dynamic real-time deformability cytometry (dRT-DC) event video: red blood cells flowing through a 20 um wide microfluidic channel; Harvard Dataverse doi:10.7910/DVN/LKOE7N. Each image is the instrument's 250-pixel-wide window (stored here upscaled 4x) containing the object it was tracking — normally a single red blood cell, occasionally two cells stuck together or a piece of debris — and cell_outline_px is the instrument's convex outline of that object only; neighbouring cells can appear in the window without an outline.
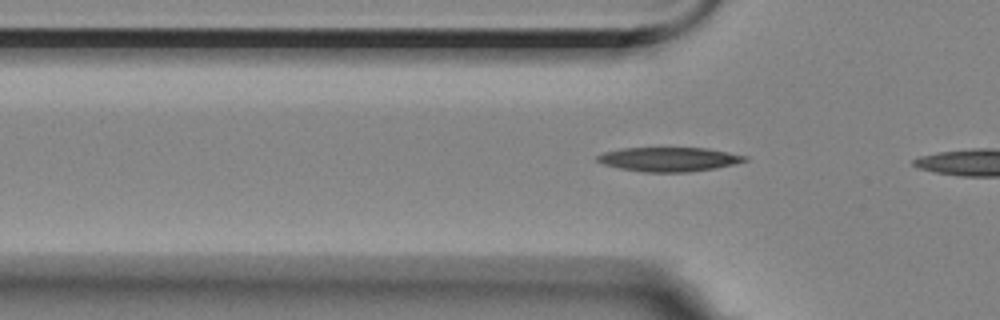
{"species": "Egyptian fruit bat (a non-hibernating species)", "species_latin": "Rousettus aegyptiacus", "temperature_condition": "room temperature", "stored_images_in_passage": 4, "camera_frame_rate_fps": 3000, "um_per_image_px": 0.085, "animal": {"sex": "female"}, "frame": {"image": 1, "passage_image": 2, "time_ms": 0.333, "image_size_px": [1000, 320], "cell_outline_px": [[748, 160], [716, 168], [688, 172], [644, 172], [620, 168], [604, 164], [596, 160], [596, 156], [604, 152], [620, 148], [708, 148], [748, 156]], "centroid_in_image_um": [56.86, 13.53], "position_along_channel_um": 68.9, "area_um2": 20.75}}